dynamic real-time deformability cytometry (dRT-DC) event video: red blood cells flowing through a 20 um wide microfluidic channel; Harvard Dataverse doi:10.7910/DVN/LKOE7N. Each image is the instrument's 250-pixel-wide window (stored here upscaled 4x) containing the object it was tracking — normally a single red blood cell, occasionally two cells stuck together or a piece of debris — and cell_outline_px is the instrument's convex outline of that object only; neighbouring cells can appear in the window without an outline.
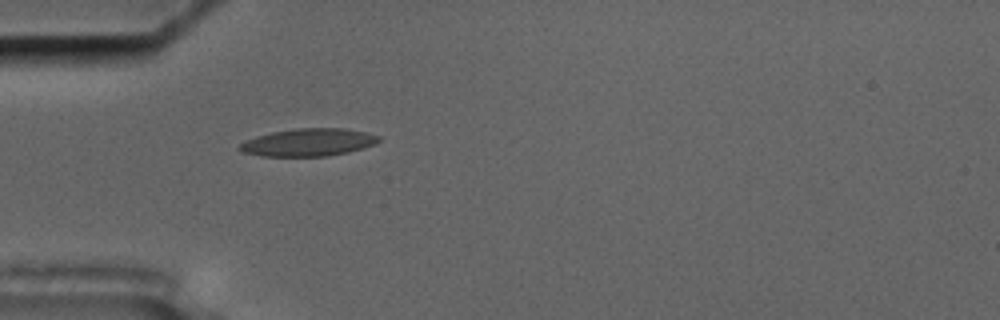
{"species": "common noctule bat (a hibernating species)", "species_latin": "Nyctalus noctula", "temperature_condition": "cold", "stored_images_in_passage": 52, "camera_frame_rate_fps": 3000, "um_per_image_px": 0.085, "animal": {"sex": "male", "body_mass_g": 17.5, "forearm_length_mm": 52.3}, "frame": {"image": 1, "passage_image": 12, "time_ms": 3.667, "image_size_px": [1000, 320], "cell_outline_px": [[380, 140], [376, 144], [364, 148], [348, 152], [328, 156], [260, 156], [244, 152], [240, 148], [240, 144], [256, 136], [272, 132], [296, 128], [344, 128], [364, 132], [380, 136]], "centroid_in_image_um": [26.26, 12.1], "position_along_channel_um": 58.7, "area_um2": 22.25}}
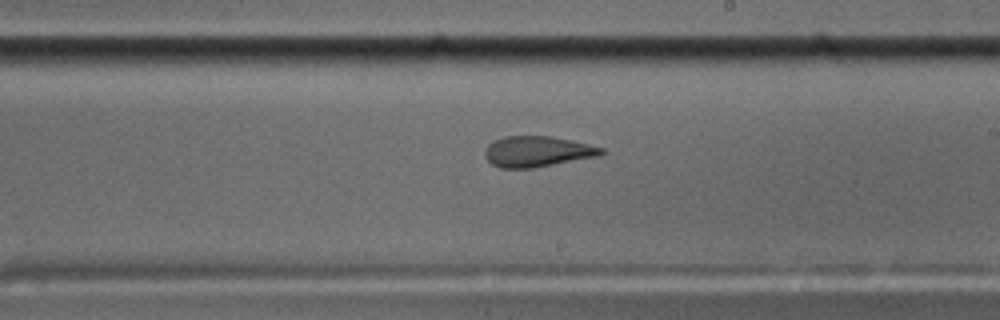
{"frame": {"image": 2, "passage_image": 28, "time_ms": 9.0, "image_size_px": [1000, 320], "cell_outline_px": [[604, 152], [600, 156], [532, 168], [500, 168], [492, 164], [484, 156], [484, 152], [488, 144], [492, 140], [504, 136], [552, 136], [572, 140], [604, 148]], "centroid_in_image_um": [45.65, 12.87], "position_along_channel_um": 243.3, "area_um2": 20.98}}
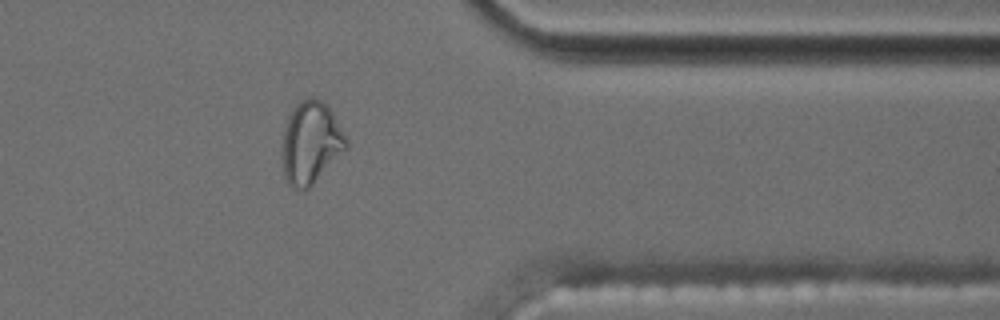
{"frame": {"image": 3, "passage_image": 41, "time_ms": 13.333, "image_size_px": [1000, 320], "cell_outline_px": [[348, 148], [308, 188], [296, 188], [288, 184], [284, 176], [284, 128], [288, 116], [292, 108], [300, 100], [308, 96], [312, 96], [328, 104], [348, 140]], "centroid_in_image_um": [26.45, 12.07], "position_along_channel_um": 384.9, "area_um2": 30.4}, "authors_computed_cell_mechanics": {"area_um2": 21.6461, "velocity_mm_per_s": 3.5379, "shape_relaxation_time_tau1_ms": null, "shape_relaxation_time_tau2_ms": 1.4252, "deformation_change_tau1": null, "deformation_change_tau2": 0.0905}}